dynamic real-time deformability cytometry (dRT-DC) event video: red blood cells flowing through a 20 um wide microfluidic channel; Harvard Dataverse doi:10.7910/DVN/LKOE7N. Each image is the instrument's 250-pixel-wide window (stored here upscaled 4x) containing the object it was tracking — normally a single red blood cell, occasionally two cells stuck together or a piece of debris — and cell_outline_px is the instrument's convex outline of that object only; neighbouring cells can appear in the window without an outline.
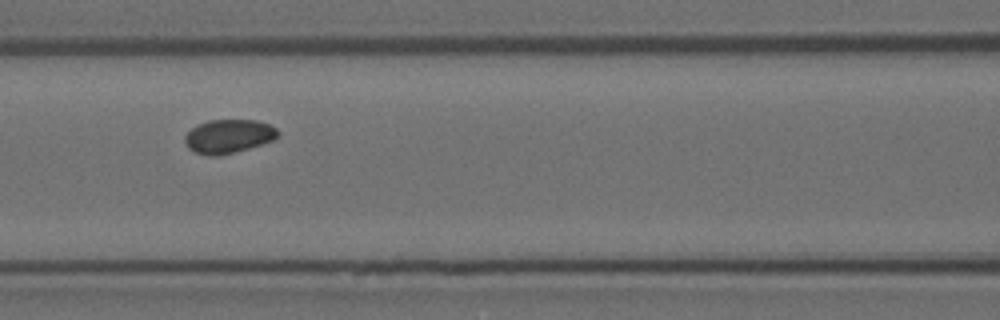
{"species": "Egyptian fruit bat (a non-hibernating species)", "species_latin": "Rousettus aegyptiacus", "temperature_condition": "room temperature", "stored_images_in_passage": 9, "segment_of_instrument_passage": [1, 2], "camera_frame_rate_fps": 3000, "um_per_image_px": 0.085, "animal": {"sex": "female"}, "frame": {"image": 1, "passage_image": 6, "time_ms": 1.667, "image_size_px": [1000, 320], "cell_outline_px": [[280, 136], [272, 140], [248, 148], [216, 156], [208, 156], [196, 152], [188, 148], [184, 140], [184, 136], [196, 124], [208, 120], [256, 120], [268, 124], [276, 128], [280, 132]], "centroid_in_image_um": [19.41, 11.57], "position_along_channel_um": 147.2, "area_um2": 18.21}}
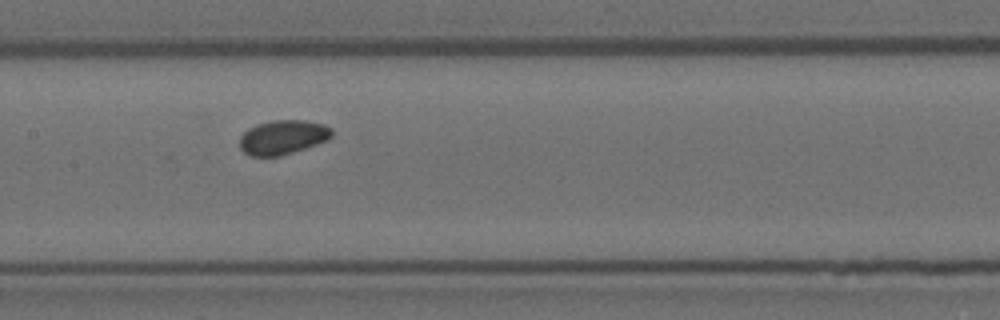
{"frame": {"image": 2, "passage_image": 7, "time_ms": 2.0, "image_size_px": [1000, 320], "cell_outline_px": [[332, 136], [328, 140], [280, 156], [252, 156], [244, 152], [240, 148], [240, 136], [248, 128], [256, 124], [272, 120], [304, 120], [324, 124], [332, 128]], "centroid_in_image_um": [24.04, 11.65], "position_along_channel_um": 183.4, "area_um2": 18.44}}
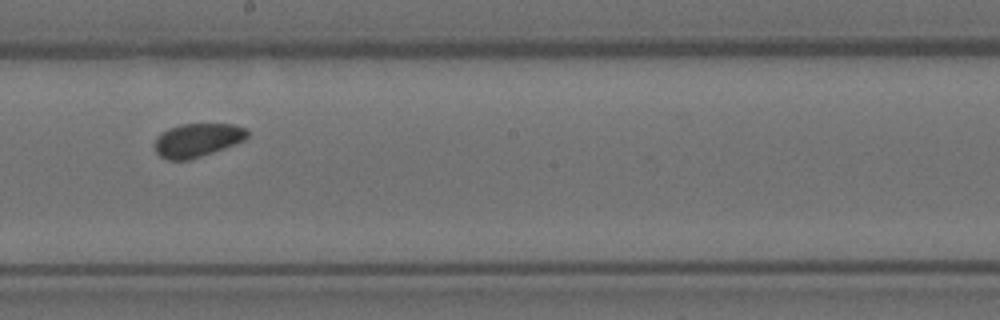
{"frame": {"image": 3, "passage_image": 8, "time_ms": 2.333, "image_size_px": [1000, 320], "cell_outline_px": [[248, 136], [244, 140], [224, 148], [188, 160], [168, 160], [160, 156], [156, 152], [156, 136], [160, 132], [168, 128], [180, 124], [232, 124], [244, 128], [248, 132]], "centroid_in_image_um": [16.74, 11.9], "position_along_channel_um": 231.5, "area_um2": 17.98}}